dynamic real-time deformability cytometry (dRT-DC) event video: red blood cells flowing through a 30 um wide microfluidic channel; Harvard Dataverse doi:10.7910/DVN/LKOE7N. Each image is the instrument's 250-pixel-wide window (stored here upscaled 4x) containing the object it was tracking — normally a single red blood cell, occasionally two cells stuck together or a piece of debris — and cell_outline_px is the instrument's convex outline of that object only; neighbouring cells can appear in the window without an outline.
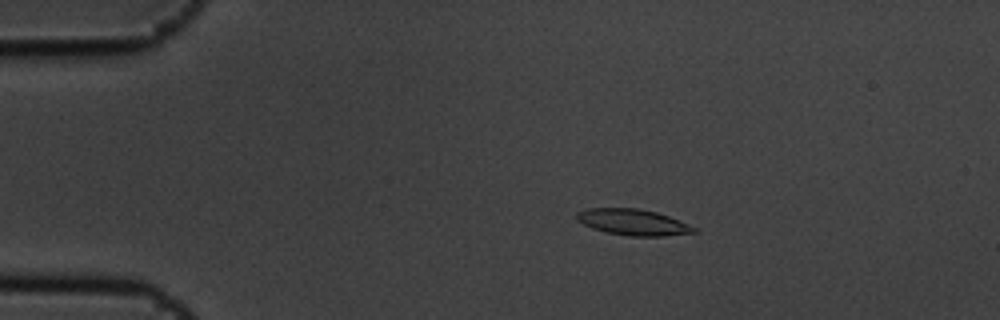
{"species": "common noctule bat (a hibernating species)", "species_latin": "Nyctalus noctula", "temperature_condition": "cold", "stored_images_in_passage": 4, "camera_frame_rate_fps": 3000, "um_per_image_px": 0.085, "animal": {"sex": "male", "body_mass_g": 19.5, "forearm_length_mm": 54.6}, "frame": {"image": 1, "passage_image": 1, "time_ms": 0.0, "image_size_px": [1000, 320], "cell_outline_px": [[700, 232], [664, 236], [628, 236], [608, 232], [592, 228], [576, 220], [576, 212], [588, 208], [640, 208], [656, 212], [668, 216], [688, 224], [696, 228]], "centroid_in_image_um": [53.81, 18.88], "position_along_channel_um": 31.2, "area_um2": 17.86}}
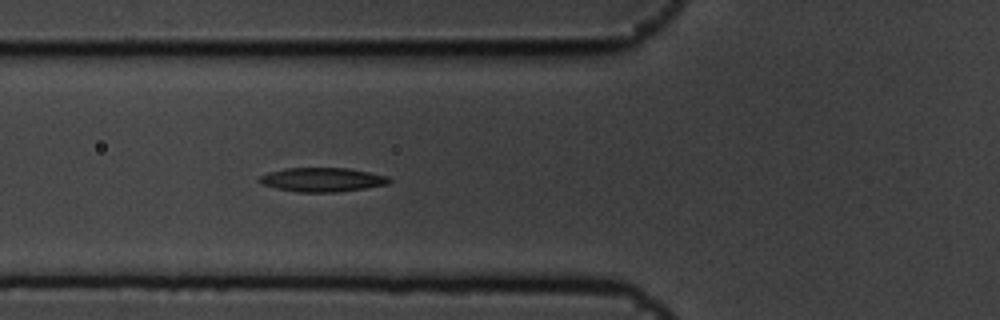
{"frame": {"image": 2, "passage_image": 4, "time_ms": 1.0, "image_size_px": [1000, 320], "cell_outline_px": [[392, 180], [388, 184], [364, 188], [336, 192], [296, 192], [276, 188], [260, 184], [256, 180], [260, 176], [268, 172], [284, 168], [348, 168], [388, 176]], "centroid_in_image_um": [27.34, 15.27], "position_along_channel_um": 98.5, "area_um2": 18.26}}